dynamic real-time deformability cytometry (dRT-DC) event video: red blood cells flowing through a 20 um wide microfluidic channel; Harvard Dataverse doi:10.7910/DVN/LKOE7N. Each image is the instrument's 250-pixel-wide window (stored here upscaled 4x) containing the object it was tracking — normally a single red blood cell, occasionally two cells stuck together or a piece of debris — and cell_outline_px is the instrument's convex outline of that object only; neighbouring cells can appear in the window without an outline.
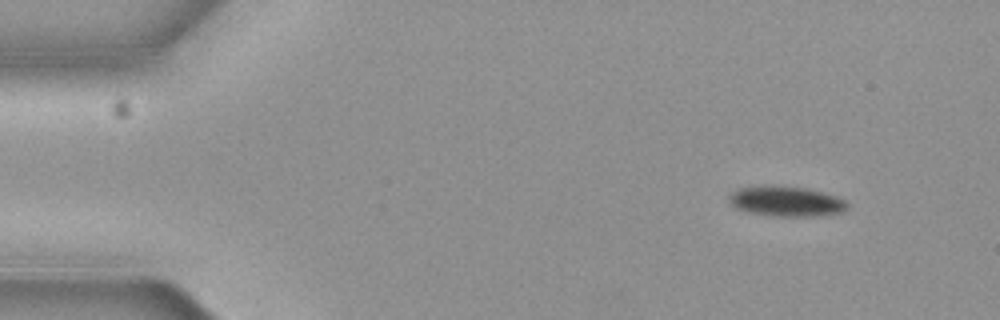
{"species": "common noctule bat (a hibernating species)", "species_latin": "Nyctalus noctula", "temperature_condition": "cold", "stored_images_in_passage": 4, "camera_frame_rate_fps": 3000, "um_per_image_px": 0.085, "animal": {"sex": "female", "body_mass_g": 19.3, "forearm_length_mm": 54.1}, "frame": {"image": 1, "passage_image": 1, "time_ms": 0.0, "image_size_px": [1000, 320], "cell_outline_px": [[848, 204], [840, 212], [812, 216], [776, 216], [752, 212], [736, 208], [732, 204], [732, 192], [740, 188], [804, 188], [836, 196], [844, 200]], "centroid_in_image_um": [66.88, 17.15], "position_along_channel_um": 18.1, "area_um2": 19.25}}
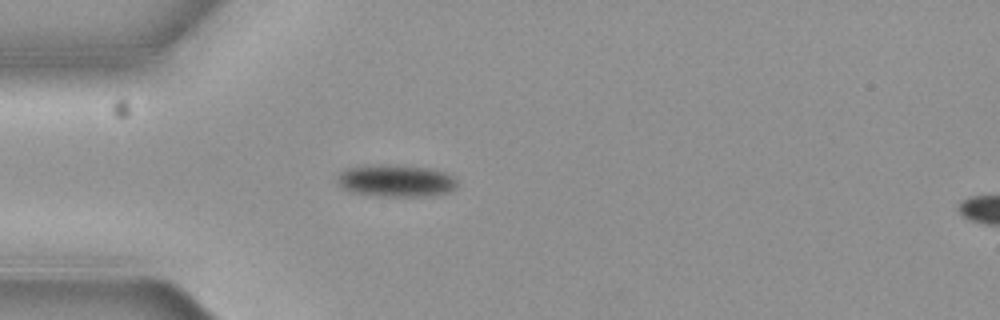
{"frame": {"image": 2, "passage_image": 4, "time_ms": 1.0, "image_size_px": [1000, 320], "cell_outline_px": [[456, 188], [448, 192], [424, 196], [380, 196], [352, 192], [336, 184], [336, 176], [344, 168], [360, 164], [388, 164], [432, 168], [448, 172], [456, 180]], "centroid_in_image_um": [33.59, 15.33], "position_along_channel_um": 51.4, "area_um2": 23.0}}